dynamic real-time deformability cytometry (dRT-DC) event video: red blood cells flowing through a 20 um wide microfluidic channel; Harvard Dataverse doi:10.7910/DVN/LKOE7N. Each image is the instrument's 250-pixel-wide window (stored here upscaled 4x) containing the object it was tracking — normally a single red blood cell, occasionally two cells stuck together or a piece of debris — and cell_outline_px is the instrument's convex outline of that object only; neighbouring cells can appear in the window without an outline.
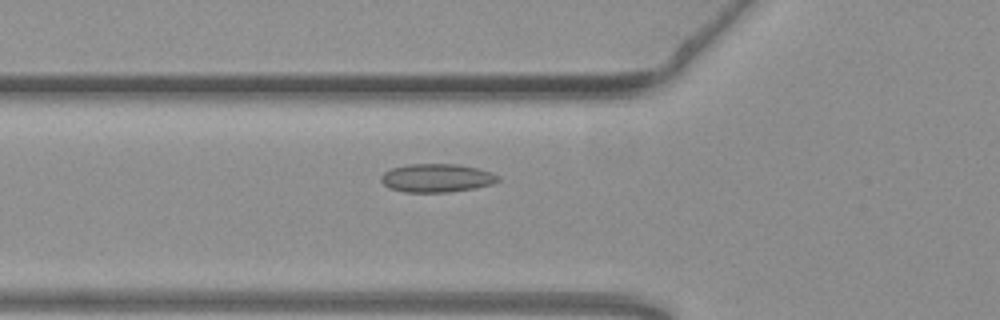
{"species": "common noctule bat (a hibernating species)", "species_latin": "Nyctalus noctula", "temperature_condition": "warm", "stored_images_in_passage": 31, "camera_frame_rate_fps": 3000, "um_per_image_px": 0.085, "animal": {"sex": "female", "body_mass_g": 19.3, "forearm_length_mm": 54.1}, "frame": {"image": 1, "passage_image": 8, "time_ms": 2.333, "image_size_px": [1000, 320], "cell_outline_px": [[500, 180], [492, 184], [476, 188], [448, 192], [404, 192], [388, 188], [380, 180], [380, 176], [384, 172], [392, 168], [408, 164], [456, 164], [476, 168], [492, 172], [500, 176]], "centroid_in_image_um": [37.12, 15.13], "position_along_channel_um": 88.7, "area_um2": 19.48}}
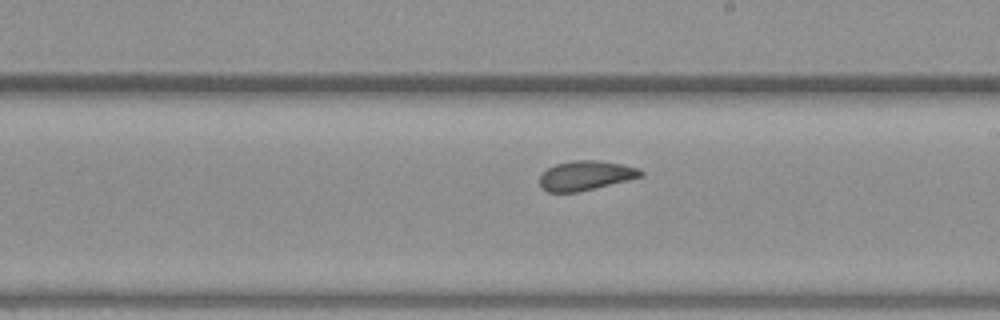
{"frame": {"image": 2, "passage_image": 20, "time_ms": 6.333, "image_size_px": [1000, 320], "cell_outline_px": [[644, 176], [580, 192], [548, 192], [540, 188], [540, 176], [548, 168], [556, 164], [572, 160], [596, 160], [620, 164], [640, 168], [644, 172]], "centroid_in_image_um": [49.79, 14.93], "position_along_channel_um": 239.2, "area_um2": 17.46}}
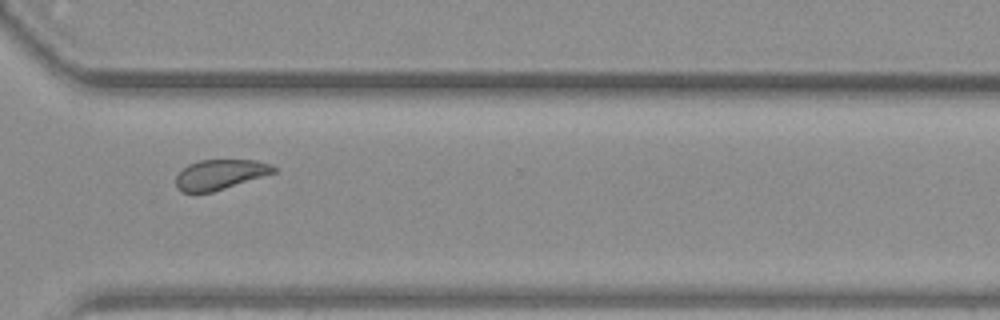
{"frame": {"image": 3, "passage_image": 29, "time_ms": 9.333, "image_size_px": [1000, 320], "cell_outline_px": [[276, 172], [212, 192], [180, 192], [176, 188], [176, 176], [188, 164], [200, 160], [256, 160], [272, 164], [276, 168]], "centroid_in_image_um": [18.7, 14.83], "position_along_channel_um": 351.9, "area_um2": 16.99}, "authors_computed_cell_mechanics": {"area_um2": 17.629, "velocity_mm_per_s": 3.7527, "shape_relaxation_time_tau1_ms": null, "shape_relaxation_time_tau2_ms": 1.0935, "deformation_change_tau1": null, "deformation_change_tau2": 0.0708}}